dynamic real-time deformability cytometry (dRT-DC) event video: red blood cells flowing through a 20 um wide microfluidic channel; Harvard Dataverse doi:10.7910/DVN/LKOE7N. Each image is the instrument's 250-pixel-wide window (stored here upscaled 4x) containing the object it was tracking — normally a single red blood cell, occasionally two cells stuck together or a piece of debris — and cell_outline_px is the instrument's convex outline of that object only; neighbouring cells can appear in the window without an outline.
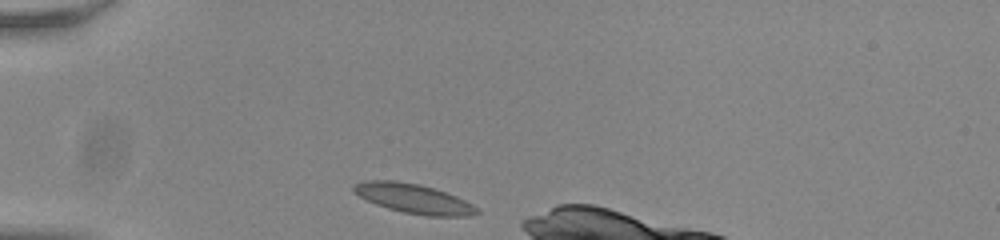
{"species": "common noctule bat (a hibernating species)", "species_latin": "Nyctalus noctula", "temperature_condition": "room temperature", "stored_images_in_passage": 32, "camera_frame_rate_fps": 3000, "um_per_image_px": 0.085, "animal": {"sex": "male", "body_mass_g": 20.0, "forearm_length_mm": 53.3}, "frame": {"image": 1, "passage_image": 1, "time_ms": 0.0, "image_size_px": [1000, 240], "cell_outline_px": [[480, 212], [472, 216], [424, 216], [404, 212], [388, 208], [376, 204], [352, 192], [352, 188], [356, 184], [364, 180], [396, 180], [420, 184], [456, 196], [472, 204]], "centroid_in_image_um": [35.15, 16.88], "position_along_channel_um": 49.9, "area_um2": 21.04}}
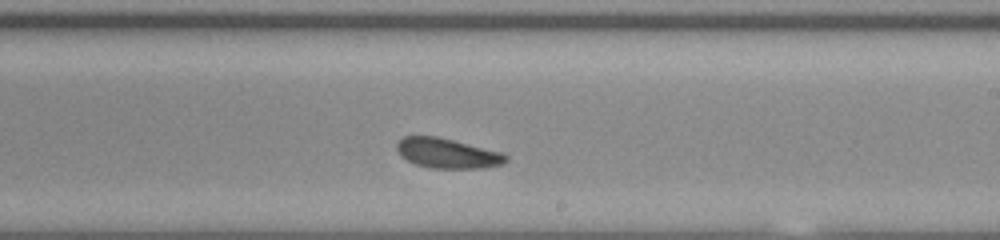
{"frame": {"image": 2, "passage_image": 19, "time_ms": 6.0, "image_size_px": [1000, 240], "cell_outline_px": [[508, 160], [504, 164], [484, 168], [428, 168], [416, 164], [400, 156], [396, 148], [396, 144], [404, 136], [436, 136], [500, 152], [508, 156]], "centroid_in_image_um": [38.01, 13.04], "position_along_channel_um": 251.0, "area_um2": 18.9}}
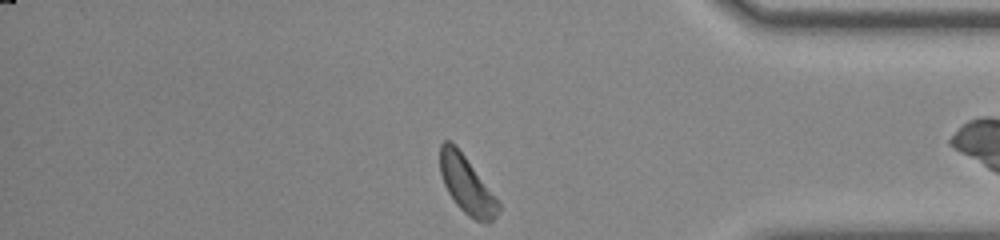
{"frame": {"image": 3, "passage_image": 32, "time_ms": 10.333, "image_size_px": [1000, 240], "cell_outline_px": [[500, 208], [496, 216], [488, 224], [476, 220], [468, 216], [456, 204], [448, 192], [444, 184], [440, 172], [440, 144], [444, 140], [448, 140], [456, 144], [496, 196], [500, 204]], "centroid_in_image_um": [39.67, 15.7], "position_along_channel_um": 395.5, "area_um2": 19.65}, "authors_computed_cell_mechanics": {"area_um2": 19.5364, "velocity_mm_per_s": 3.77, "shape_relaxation_time_tau1_ms": 4.5674, "shape_relaxation_time_tau2_ms": 7.8276, "deformation_change_tau1": 0.0827, "deformation_change_tau2": 0.1395}}